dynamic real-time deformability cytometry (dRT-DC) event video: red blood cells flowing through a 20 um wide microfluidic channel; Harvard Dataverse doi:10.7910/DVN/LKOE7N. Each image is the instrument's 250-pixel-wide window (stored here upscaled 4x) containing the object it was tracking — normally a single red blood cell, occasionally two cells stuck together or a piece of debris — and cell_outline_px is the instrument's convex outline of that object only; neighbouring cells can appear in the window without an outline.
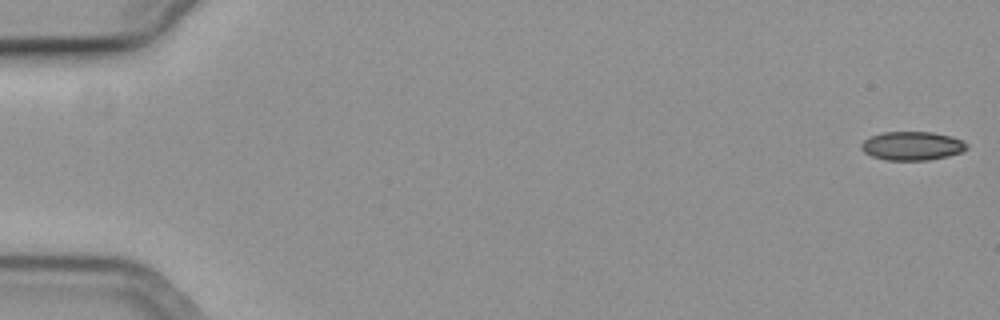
{"species": "common noctule bat (a hibernating species)", "species_latin": "Nyctalus noctula", "temperature_condition": "cold", "stored_images_in_passage": 57, "camera_frame_rate_fps": 3000, "um_per_image_px": 0.085, "animal": {"sex": "female", "body_mass_g": 19.3, "forearm_length_mm": 54.1}, "frame": {"image": 1, "passage_image": 1, "time_ms": 0.0, "image_size_px": [1000, 320], "cell_outline_px": [[968, 148], [960, 152], [948, 156], [928, 160], [884, 160], [872, 156], [864, 152], [860, 148], [860, 144], [864, 140], [872, 136], [884, 132], [932, 132], [952, 136], [964, 140], [968, 144]], "centroid_in_image_um": [77.55, 12.4], "position_along_channel_um": 7.5, "area_um2": 17.74}}
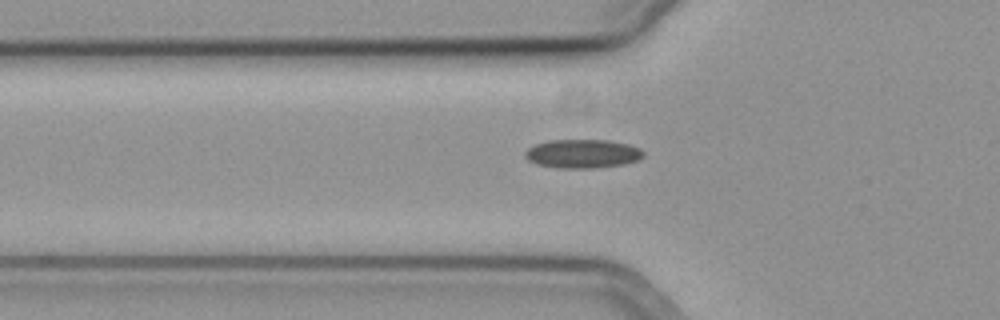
{"frame": {"image": 2, "passage_image": 20, "time_ms": 6.333, "image_size_px": [1000, 320], "cell_outline_px": [[644, 156], [640, 160], [624, 164], [592, 168], [556, 168], [536, 164], [528, 160], [524, 156], [524, 152], [528, 148], [536, 144], [552, 140], [608, 140], [628, 144], [640, 148], [644, 152]], "centroid_in_image_um": [49.53, 13.07], "position_along_channel_um": 76.3, "area_um2": 19.94}}
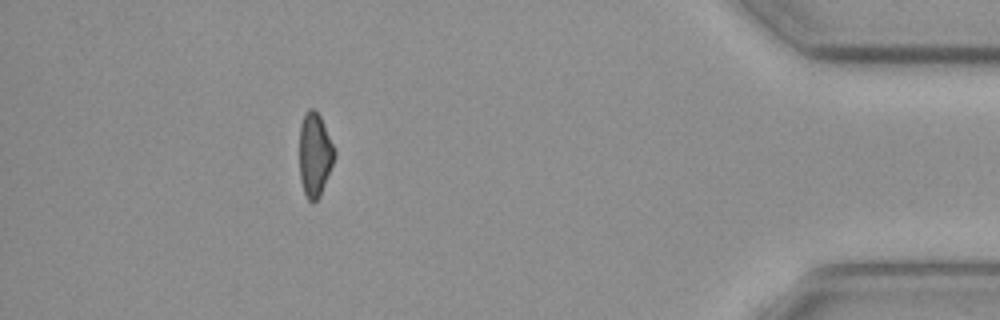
{"frame": {"image": 3, "passage_image": 51, "time_ms": 16.667, "image_size_px": [1000, 320], "cell_outline_px": [[336, 156], [320, 196], [312, 204], [308, 200], [304, 192], [300, 180], [300, 124], [304, 112], [308, 108], [312, 108], [320, 116], [336, 152]], "centroid_in_image_um": [26.75, 13.15], "position_along_channel_um": 408.5, "area_um2": 17.11}}